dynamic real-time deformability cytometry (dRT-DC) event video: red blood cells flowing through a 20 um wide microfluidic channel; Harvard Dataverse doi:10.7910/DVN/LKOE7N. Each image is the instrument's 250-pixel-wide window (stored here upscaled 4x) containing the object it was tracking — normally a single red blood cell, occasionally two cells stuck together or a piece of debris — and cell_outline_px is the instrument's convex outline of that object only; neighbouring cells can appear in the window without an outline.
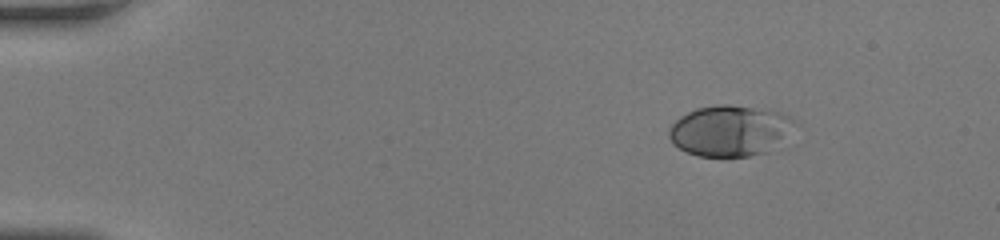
{"species": "human", "species_latin": "Homo sapiens", "temperature_condition": "room temperature", "stored_images_in_passage": 44, "camera_frame_rate_fps": 3000, "um_per_image_px": 0.085, "donor": {"sex": "female"}, "frame": {"image": 1, "passage_image": 1, "time_ms": 0.0, "image_size_px": [1000, 240], "cell_outline_px": [[792, 120], [768, 152], [728, 160], [696, 156], [672, 144], [668, 136], [668, 128], [680, 116], [696, 108], [716, 104], [728, 104], [780, 112], [788, 116]], "centroid_in_image_um": [61.85, 11.15], "position_along_channel_um": 23.1, "area_um2": 36.82}}
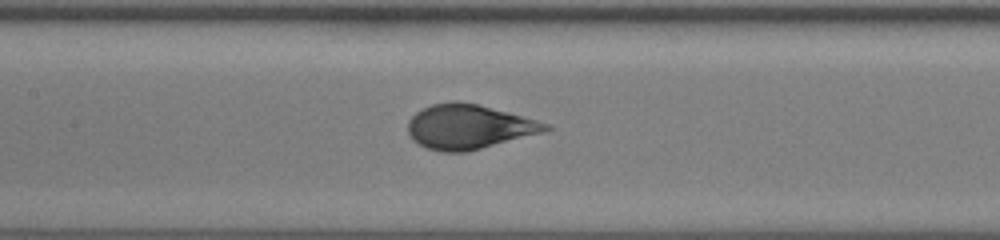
{"frame": {"image": 2, "passage_image": 19, "time_ms": 6.0, "image_size_px": [1000, 240], "cell_outline_px": [[552, 128], [548, 132], [468, 152], [444, 152], [428, 148], [412, 140], [408, 132], [408, 120], [416, 112], [432, 104], [452, 100], [456, 100], [480, 104], [536, 120], [548, 124]], "centroid_in_image_um": [39.88, 10.78], "position_along_channel_um": 167.5, "area_um2": 36.07}}
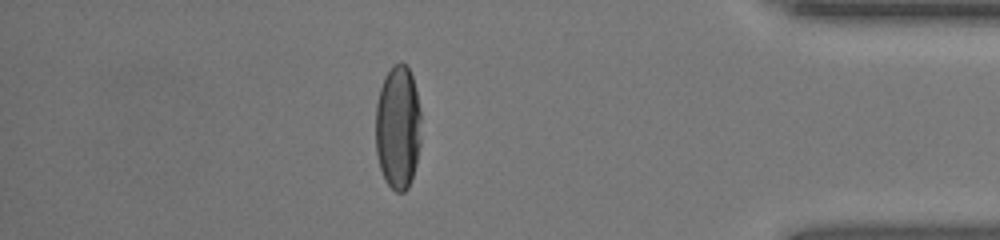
{"frame": {"image": 3, "passage_image": 38, "time_ms": 12.333, "image_size_px": [1000, 240], "cell_outline_px": [[420, 144], [416, 164], [408, 188], [404, 192], [396, 192], [384, 180], [380, 168], [376, 152], [376, 104], [380, 88], [384, 76], [392, 64], [400, 60], [408, 68], [412, 76], [420, 108]], "centroid_in_image_um": [33.81, 10.81], "position_along_channel_um": 401.4, "area_um2": 33.12}, "authors_computed_cell_mechanics": {"area_um2": 35.1713, "velocity_mm_per_s": 4.1968, "shape_relaxation_time_tau1_ms": 5.8491, "shape_relaxation_time_tau2_ms": null, "deformation_change_tau1": 0.2344, "deformation_change_tau2": null}}